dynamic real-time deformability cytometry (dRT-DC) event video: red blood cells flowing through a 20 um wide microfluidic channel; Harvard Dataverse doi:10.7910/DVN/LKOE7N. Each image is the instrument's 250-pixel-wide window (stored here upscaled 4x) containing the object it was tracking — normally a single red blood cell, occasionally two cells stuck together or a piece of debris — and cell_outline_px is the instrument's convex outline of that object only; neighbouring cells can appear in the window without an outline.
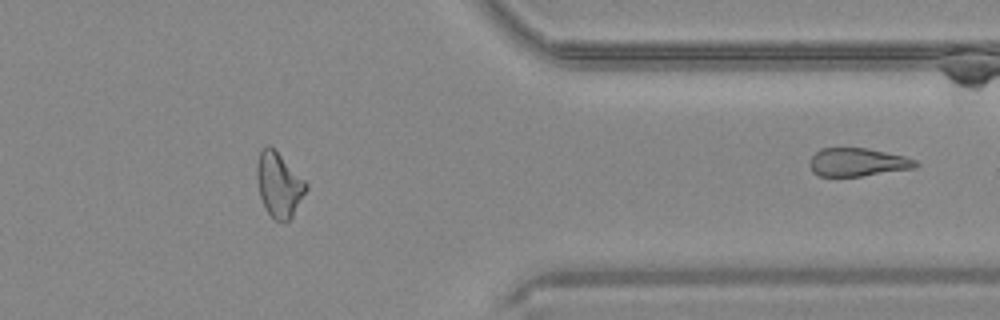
{"species": "common noctule bat (a hibernating species)", "species_latin": "Nyctalus noctula", "temperature_condition": "warm", "stored_images_in_passage": 38, "segment_of_instrument_passage": [2, 2], "camera_frame_rate_fps": 3000, "um_per_image_px": 0.085, "animal": {"sex": "male", "body_mass_g": 20.4}, "frame": {"image": 1, "passage_image": 38, "time_ms": 12.333, "image_size_px": [1000, 320], "cell_outline_px": [[920, 164], [916, 168], [860, 176], [820, 176], [812, 172], [808, 164], [808, 160], [820, 148], [868, 148], [904, 156], [916, 160]], "centroid_in_image_um": [72.88, 13.78], "position_along_channel_um": 338.5, "area_um2": 17.57}}